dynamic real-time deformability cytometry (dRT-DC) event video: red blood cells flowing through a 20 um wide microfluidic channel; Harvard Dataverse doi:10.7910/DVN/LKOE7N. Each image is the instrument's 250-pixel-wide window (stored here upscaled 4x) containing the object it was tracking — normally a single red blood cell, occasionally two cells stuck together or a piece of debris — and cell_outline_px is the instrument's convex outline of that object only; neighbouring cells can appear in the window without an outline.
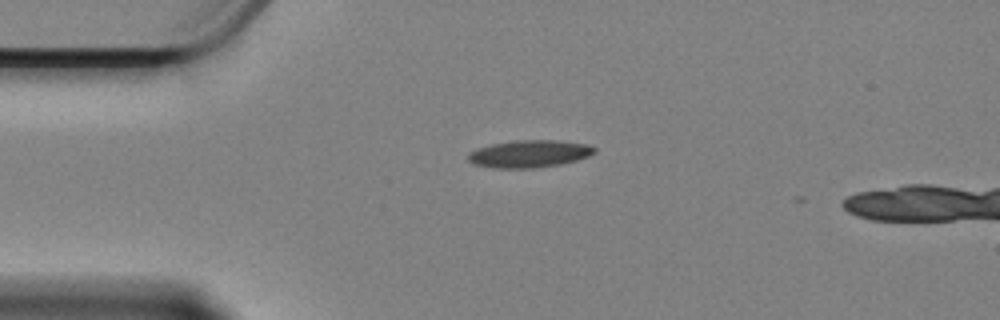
{"species": "Egyptian fruit bat (a non-hibernating species)", "species_latin": "Rousettus aegyptiacus", "temperature_condition": "cold", "stored_images_in_passage": 3, "camera_frame_rate_fps": 3000, "um_per_image_px": 0.085, "animal": {"sex": "female"}, "frame": {"image": 1, "passage_image": 1, "time_ms": 0.0, "image_size_px": [1000, 320], "cell_outline_px": [[596, 152], [588, 156], [576, 160], [560, 164], [532, 168], [492, 168], [472, 164], [468, 160], [468, 156], [472, 152], [480, 148], [492, 144], [516, 140], [556, 140], [584, 144], [596, 148]], "centroid_in_image_um": [44.99, 13.08], "position_along_channel_um": 40.0, "area_um2": 19.88}}